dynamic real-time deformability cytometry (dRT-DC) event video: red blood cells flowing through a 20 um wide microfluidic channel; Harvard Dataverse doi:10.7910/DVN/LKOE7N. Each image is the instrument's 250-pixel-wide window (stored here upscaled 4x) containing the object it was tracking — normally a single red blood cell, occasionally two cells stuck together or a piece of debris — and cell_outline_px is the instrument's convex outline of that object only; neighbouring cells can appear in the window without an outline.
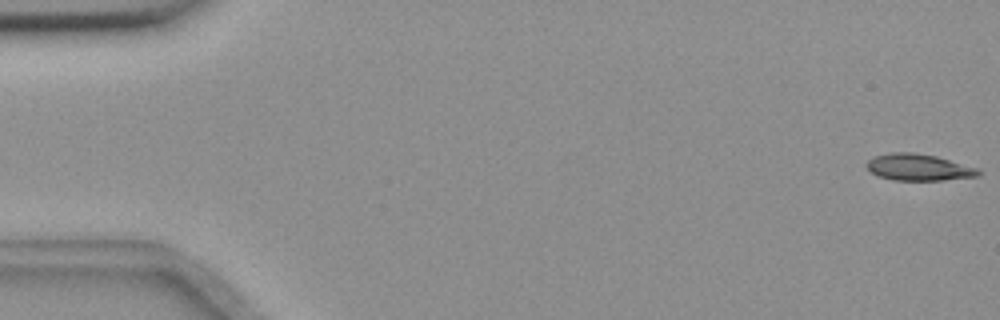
{"species": "common noctule bat (a hibernating species)", "species_latin": "Nyctalus noctula", "temperature_condition": "room temperature", "stored_images_in_passage": 57, "segment_of_instrument_passage": [1, 2], "camera_frame_rate_fps": 3000, "um_per_image_px": 0.085, "animal": {"sex": "female", "body_mass_g": 18.4}, "frame": {"image": 1, "passage_image": 1, "time_ms": 0.0, "image_size_px": [1000, 320], "cell_outline_px": [[980, 176], [940, 180], [892, 180], [876, 176], [864, 164], [872, 156], [888, 152], [912, 152], [936, 156], [976, 168], [980, 172]], "centroid_in_image_um": [78.0, 14.21], "position_along_channel_um": 7.0, "area_um2": 17.34}}
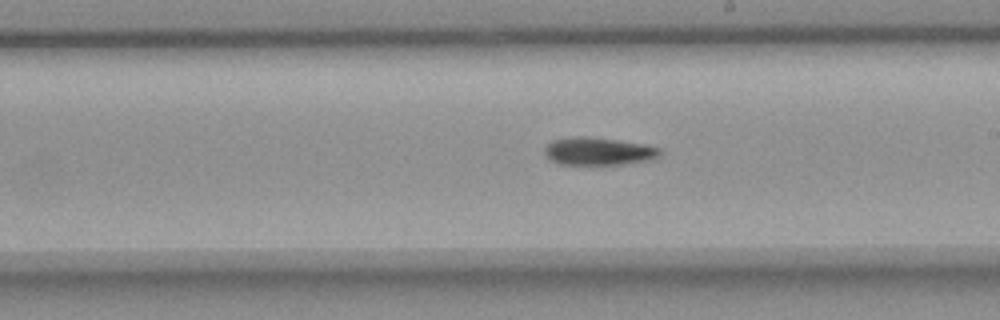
{"frame": {"image": 2, "passage_image": 32, "time_ms": 10.333, "image_size_px": [1000, 320], "cell_outline_px": [[660, 156], [648, 160], [620, 164], [560, 164], [552, 160], [544, 152], [544, 148], [552, 140], [576, 136], [588, 136], [644, 144], [660, 148]], "centroid_in_image_um": [50.86, 12.85], "position_along_channel_um": 238.1, "area_um2": 18.38}}
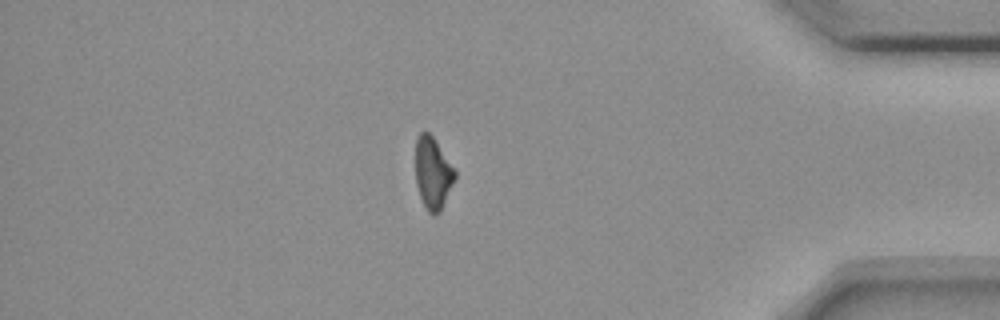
{"frame": {"image": 3, "passage_image": 48, "time_ms": 15.667, "image_size_px": [1000, 320], "cell_outline_px": [[456, 176], [440, 212], [436, 216], [432, 216], [428, 212], [420, 196], [416, 184], [416, 140], [420, 132], [424, 128], [432, 136], [456, 172]], "centroid_in_image_um": [36.77, 14.72], "position_along_channel_um": 398.4, "area_um2": 16.3}}